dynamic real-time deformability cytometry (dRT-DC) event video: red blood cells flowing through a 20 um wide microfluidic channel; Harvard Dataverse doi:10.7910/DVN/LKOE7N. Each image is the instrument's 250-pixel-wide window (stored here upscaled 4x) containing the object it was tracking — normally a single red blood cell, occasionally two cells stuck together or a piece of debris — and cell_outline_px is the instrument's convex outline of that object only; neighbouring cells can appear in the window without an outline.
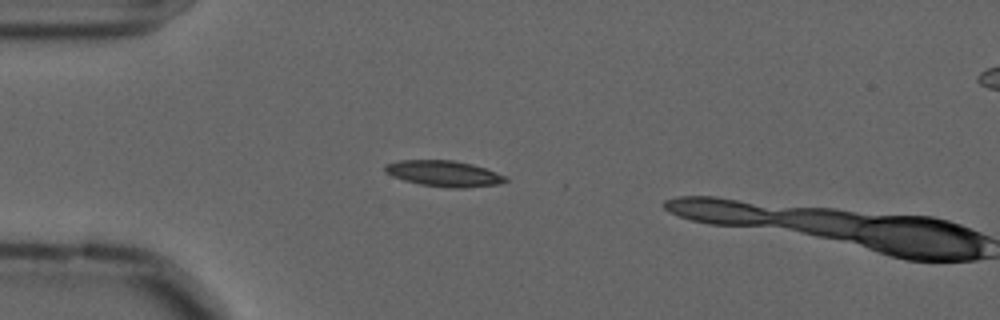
{"species": "common noctule bat (a hibernating species)", "species_latin": "Nyctalus noctula", "temperature_condition": "cold", "stored_images_in_passage": 3, "camera_frame_rate_fps": 3000, "um_per_image_px": 0.085, "animal": {"sex": "male", "forearm_length_mm": 52.5}, "frame": {"image": 1, "passage_image": 1, "time_ms": 0.0, "image_size_px": [1000, 320], "cell_outline_px": [[508, 180], [500, 184], [468, 188], [448, 188], [420, 184], [404, 180], [392, 176], [384, 172], [384, 164], [400, 160], [452, 160], [472, 164], [484, 168], [504, 176]], "centroid_in_image_um": [37.69, 14.76], "position_along_channel_um": 47.3, "area_um2": 18.21}}